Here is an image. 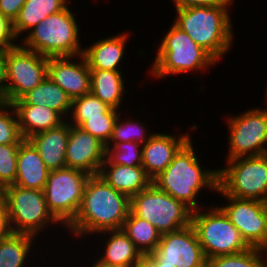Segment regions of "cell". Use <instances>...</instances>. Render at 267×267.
<instances>
[{
	"instance_id": "obj_1",
	"label": "cell",
	"mask_w": 267,
	"mask_h": 267,
	"mask_svg": "<svg viewBox=\"0 0 267 267\" xmlns=\"http://www.w3.org/2000/svg\"><path fill=\"white\" fill-rule=\"evenodd\" d=\"M131 198L110 186L100 175L86 181L82 202L75 218L65 227L76 238L105 230L122 229L130 213Z\"/></svg>"
},
{
	"instance_id": "obj_2",
	"label": "cell",
	"mask_w": 267,
	"mask_h": 267,
	"mask_svg": "<svg viewBox=\"0 0 267 267\" xmlns=\"http://www.w3.org/2000/svg\"><path fill=\"white\" fill-rule=\"evenodd\" d=\"M192 138L178 151L166 169L152 179V184L176 200L183 202L192 211L201 209L198 202L202 190L216 192L218 188V169L200 165L197 149L194 150ZM205 188V189H204Z\"/></svg>"
},
{
	"instance_id": "obj_3",
	"label": "cell",
	"mask_w": 267,
	"mask_h": 267,
	"mask_svg": "<svg viewBox=\"0 0 267 267\" xmlns=\"http://www.w3.org/2000/svg\"><path fill=\"white\" fill-rule=\"evenodd\" d=\"M232 5L176 9L177 16L173 23L219 62L234 44V26L229 12Z\"/></svg>"
},
{
	"instance_id": "obj_4",
	"label": "cell",
	"mask_w": 267,
	"mask_h": 267,
	"mask_svg": "<svg viewBox=\"0 0 267 267\" xmlns=\"http://www.w3.org/2000/svg\"><path fill=\"white\" fill-rule=\"evenodd\" d=\"M158 44L154 62L148 69L155 79H165L171 75L188 74L194 71L209 72L219 63L208 51L195 43L192 38L174 23ZM169 75V76H168Z\"/></svg>"
},
{
	"instance_id": "obj_5",
	"label": "cell",
	"mask_w": 267,
	"mask_h": 267,
	"mask_svg": "<svg viewBox=\"0 0 267 267\" xmlns=\"http://www.w3.org/2000/svg\"><path fill=\"white\" fill-rule=\"evenodd\" d=\"M70 3L61 11L47 16L23 35L24 48L45 57H74L83 54L80 26L70 9ZM82 46V47H81Z\"/></svg>"
},
{
	"instance_id": "obj_6",
	"label": "cell",
	"mask_w": 267,
	"mask_h": 267,
	"mask_svg": "<svg viewBox=\"0 0 267 267\" xmlns=\"http://www.w3.org/2000/svg\"><path fill=\"white\" fill-rule=\"evenodd\" d=\"M191 225L206 259L234 255L251 248L217 205L192 211Z\"/></svg>"
},
{
	"instance_id": "obj_7",
	"label": "cell",
	"mask_w": 267,
	"mask_h": 267,
	"mask_svg": "<svg viewBox=\"0 0 267 267\" xmlns=\"http://www.w3.org/2000/svg\"><path fill=\"white\" fill-rule=\"evenodd\" d=\"M4 197L10 227L13 233L29 234L40 237L52 226H59L60 222L48 210L43 190L8 185L1 190ZM47 227V228H46Z\"/></svg>"
},
{
	"instance_id": "obj_8",
	"label": "cell",
	"mask_w": 267,
	"mask_h": 267,
	"mask_svg": "<svg viewBox=\"0 0 267 267\" xmlns=\"http://www.w3.org/2000/svg\"><path fill=\"white\" fill-rule=\"evenodd\" d=\"M218 169V187L228 196L267 201V154L225 161Z\"/></svg>"
},
{
	"instance_id": "obj_9",
	"label": "cell",
	"mask_w": 267,
	"mask_h": 267,
	"mask_svg": "<svg viewBox=\"0 0 267 267\" xmlns=\"http://www.w3.org/2000/svg\"><path fill=\"white\" fill-rule=\"evenodd\" d=\"M130 211L154 225L161 234L191 224L192 210L153 184L131 197Z\"/></svg>"
},
{
	"instance_id": "obj_10",
	"label": "cell",
	"mask_w": 267,
	"mask_h": 267,
	"mask_svg": "<svg viewBox=\"0 0 267 267\" xmlns=\"http://www.w3.org/2000/svg\"><path fill=\"white\" fill-rule=\"evenodd\" d=\"M87 172L62 168L49 172L44 188L48 210L65 228L76 216L82 202Z\"/></svg>"
},
{
	"instance_id": "obj_11",
	"label": "cell",
	"mask_w": 267,
	"mask_h": 267,
	"mask_svg": "<svg viewBox=\"0 0 267 267\" xmlns=\"http://www.w3.org/2000/svg\"><path fill=\"white\" fill-rule=\"evenodd\" d=\"M225 118L229 130L226 160L267 154V107L247 109Z\"/></svg>"
},
{
	"instance_id": "obj_12",
	"label": "cell",
	"mask_w": 267,
	"mask_h": 267,
	"mask_svg": "<svg viewBox=\"0 0 267 267\" xmlns=\"http://www.w3.org/2000/svg\"><path fill=\"white\" fill-rule=\"evenodd\" d=\"M48 76V57L24 48H8L6 61V103L20 99Z\"/></svg>"
},
{
	"instance_id": "obj_13",
	"label": "cell",
	"mask_w": 267,
	"mask_h": 267,
	"mask_svg": "<svg viewBox=\"0 0 267 267\" xmlns=\"http://www.w3.org/2000/svg\"><path fill=\"white\" fill-rule=\"evenodd\" d=\"M216 192L227 202L219 207L238 229L245 242L250 247L256 248L263 240L265 233V202L228 196L219 187Z\"/></svg>"
},
{
	"instance_id": "obj_14",
	"label": "cell",
	"mask_w": 267,
	"mask_h": 267,
	"mask_svg": "<svg viewBox=\"0 0 267 267\" xmlns=\"http://www.w3.org/2000/svg\"><path fill=\"white\" fill-rule=\"evenodd\" d=\"M151 254L162 264L176 267H197L206 260L191 224L162 234L157 248Z\"/></svg>"
},
{
	"instance_id": "obj_15",
	"label": "cell",
	"mask_w": 267,
	"mask_h": 267,
	"mask_svg": "<svg viewBox=\"0 0 267 267\" xmlns=\"http://www.w3.org/2000/svg\"><path fill=\"white\" fill-rule=\"evenodd\" d=\"M106 148L98 138L79 126L71 125L66 156V167L99 175L105 161Z\"/></svg>"
},
{
	"instance_id": "obj_16",
	"label": "cell",
	"mask_w": 267,
	"mask_h": 267,
	"mask_svg": "<svg viewBox=\"0 0 267 267\" xmlns=\"http://www.w3.org/2000/svg\"><path fill=\"white\" fill-rule=\"evenodd\" d=\"M48 77L59 85L71 100L90 92L91 71L83 55L49 57Z\"/></svg>"
},
{
	"instance_id": "obj_17",
	"label": "cell",
	"mask_w": 267,
	"mask_h": 267,
	"mask_svg": "<svg viewBox=\"0 0 267 267\" xmlns=\"http://www.w3.org/2000/svg\"><path fill=\"white\" fill-rule=\"evenodd\" d=\"M176 135L154 132L151 138L142 145V167L153 179L163 172L171 163L178 151L192 138L191 133Z\"/></svg>"
},
{
	"instance_id": "obj_18",
	"label": "cell",
	"mask_w": 267,
	"mask_h": 267,
	"mask_svg": "<svg viewBox=\"0 0 267 267\" xmlns=\"http://www.w3.org/2000/svg\"><path fill=\"white\" fill-rule=\"evenodd\" d=\"M128 32L102 37L90 45L84 46L82 55L90 70L122 71L120 63L125 57L127 41L131 35Z\"/></svg>"
},
{
	"instance_id": "obj_19",
	"label": "cell",
	"mask_w": 267,
	"mask_h": 267,
	"mask_svg": "<svg viewBox=\"0 0 267 267\" xmlns=\"http://www.w3.org/2000/svg\"><path fill=\"white\" fill-rule=\"evenodd\" d=\"M100 234L103 239L106 237L104 243ZM96 235H100V244H104L103 249H100L103 250L102 254L96 257L102 264L115 267H136L142 264L144 256L122 229L105 230Z\"/></svg>"
},
{
	"instance_id": "obj_20",
	"label": "cell",
	"mask_w": 267,
	"mask_h": 267,
	"mask_svg": "<svg viewBox=\"0 0 267 267\" xmlns=\"http://www.w3.org/2000/svg\"><path fill=\"white\" fill-rule=\"evenodd\" d=\"M70 123L66 120L60 126L34 134L28 140L40 153L49 171L66 167L65 152L68 144Z\"/></svg>"
},
{
	"instance_id": "obj_21",
	"label": "cell",
	"mask_w": 267,
	"mask_h": 267,
	"mask_svg": "<svg viewBox=\"0 0 267 267\" xmlns=\"http://www.w3.org/2000/svg\"><path fill=\"white\" fill-rule=\"evenodd\" d=\"M49 172L37 149L24 139L18 148L17 176L13 185L44 190Z\"/></svg>"
},
{
	"instance_id": "obj_22",
	"label": "cell",
	"mask_w": 267,
	"mask_h": 267,
	"mask_svg": "<svg viewBox=\"0 0 267 267\" xmlns=\"http://www.w3.org/2000/svg\"><path fill=\"white\" fill-rule=\"evenodd\" d=\"M99 175L116 191L130 198L152 184V179L142 166L102 164Z\"/></svg>"
},
{
	"instance_id": "obj_23",
	"label": "cell",
	"mask_w": 267,
	"mask_h": 267,
	"mask_svg": "<svg viewBox=\"0 0 267 267\" xmlns=\"http://www.w3.org/2000/svg\"><path fill=\"white\" fill-rule=\"evenodd\" d=\"M24 139L60 126L66 119L57 111L39 105H12Z\"/></svg>"
},
{
	"instance_id": "obj_24",
	"label": "cell",
	"mask_w": 267,
	"mask_h": 267,
	"mask_svg": "<svg viewBox=\"0 0 267 267\" xmlns=\"http://www.w3.org/2000/svg\"><path fill=\"white\" fill-rule=\"evenodd\" d=\"M72 100L66 92L48 76L33 90L28 91L12 105L46 106L59 112L66 120L71 111Z\"/></svg>"
},
{
	"instance_id": "obj_25",
	"label": "cell",
	"mask_w": 267,
	"mask_h": 267,
	"mask_svg": "<svg viewBox=\"0 0 267 267\" xmlns=\"http://www.w3.org/2000/svg\"><path fill=\"white\" fill-rule=\"evenodd\" d=\"M90 92L109 107L122 111L120 106L127 94L123 71L90 70ZM123 98V99H122Z\"/></svg>"
},
{
	"instance_id": "obj_26",
	"label": "cell",
	"mask_w": 267,
	"mask_h": 267,
	"mask_svg": "<svg viewBox=\"0 0 267 267\" xmlns=\"http://www.w3.org/2000/svg\"><path fill=\"white\" fill-rule=\"evenodd\" d=\"M71 2V0H26L13 22L15 37L21 40L23 34L26 35L47 16L63 10Z\"/></svg>"
},
{
	"instance_id": "obj_27",
	"label": "cell",
	"mask_w": 267,
	"mask_h": 267,
	"mask_svg": "<svg viewBox=\"0 0 267 267\" xmlns=\"http://www.w3.org/2000/svg\"><path fill=\"white\" fill-rule=\"evenodd\" d=\"M35 238L29 234L12 233L0 240V267H29L27 262L35 255L32 249L36 245Z\"/></svg>"
},
{
	"instance_id": "obj_28",
	"label": "cell",
	"mask_w": 267,
	"mask_h": 267,
	"mask_svg": "<svg viewBox=\"0 0 267 267\" xmlns=\"http://www.w3.org/2000/svg\"><path fill=\"white\" fill-rule=\"evenodd\" d=\"M122 230L143 256L151 254L157 248L162 235L154 225L136 217L131 211L124 221Z\"/></svg>"
},
{
	"instance_id": "obj_29",
	"label": "cell",
	"mask_w": 267,
	"mask_h": 267,
	"mask_svg": "<svg viewBox=\"0 0 267 267\" xmlns=\"http://www.w3.org/2000/svg\"><path fill=\"white\" fill-rule=\"evenodd\" d=\"M119 110L109 107L91 92L72 99L71 111L67 121L71 125L81 126L89 118L117 117ZM70 118V119H69Z\"/></svg>"
},
{
	"instance_id": "obj_30",
	"label": "cell",
	"mask_w": 267,
	"mask_h": 267,
	"mask_svg": "<svg viewBox=\"0 0 267 267\" xmlns=\"http://www.w3.org/2000/svg\"><path fill=\"white\" fill-rule=\"evenodd\" d=\"M121 115L122 113L119 112L108 143L138 142L143 145L154 134V131L149 133L148 127H145L146 125L143 123L141 124L139 120L130 117L129 119L126 117L127 120L124 117L122 119Z\"/></svg>"
},
{
	"instance_id": "obj_31",
	"label": "cell",
	"mask_w": 267,
	"mask_h": 267,
	"mask_svg": "<svg viewBox=\"0 0 267 267\" xmlns=\"http://www.w3.org/2000/svg\"><path fill=\"white\" fill-rule=\"evenodd\" d=\"M103 164L142 166V144L138 142L107 143Z\"/></svg>"
},
{
	"instance_id": "obj_32",
	"label": "cell",
	"mask_w": 267,
	"mask_h": 267,
	"mask_svg": "<svg viewBox=\"0 0 267 267\" xmlns=\"http://www.w3.org/2000/svg\"><path fill=\"white\" fill-rule=\"evenodd\" d=\"M210 267H267V261L256 248L234 254L206 259Z\"/></svg>"
},
{
	"instance_id": "obj_33",
	"label": "cell",
	"mask_w": 267,
	"mask_h": 267,
	"mask_svg": "<svg viewBox=\"0 0 267 267\" xmlns=\"http://www.w3.org/2000/svg\"><path fill=\"white\" fill-rule=\"evenodd\" d=\"M23 140L14 107L0 101V145L20 144Z\"/></svg>"
},
{
	"instance_id": "obj_34",
	"label": "cell",
	"mask_w": 267,
	"mask_h": 267,
	"mask_svg": "<svg viewBox=\"0 0 267 267\" xmlns=\"http://www.w3.org/2000/svg\"><path fill=\"white\" fill-rule=\"evenodd\" d=\"M20 144L0 145V189L14 184L17 176V155Z\"/></svg>"
},
{
	"instance_id": "obj_35",
	"label": "cell",
	"mask_w": 267,
	"mask_h": 267,
	"mask_svg": "<svg viewBox=\"0 0 267 267\" xmlns=\"http://www.w3.org/2000/svg\"><path fill=\"white\" fill-rule=\"evenodd\" d=\"M117 117H95L86 120L80 128L107 144L111 138L113 125Z\"/></svg>"
},
{
	"instance_id": "obj_36",
	"label": "cell",
	"mask_w": 267,
	"mask_h": 267,
	"mask_svg": "<svg viewBox=\"0 0 267 267\" xmlns=\"http://www.w3.org/2000/svg\"><path fill=\"white\" fill-rule=\"evenodd\" d=\"M18 44L13 32V22L0 13V48H11Z\"/></svg>"
},
{
	"instance_id": "obj_37",
	"label": "cell",
	"mask_w": 267,
	"mask_h": 267,
	"mask_svg": "<svg viewBox=\"0 0 267 267\" xmlns=\"http://www.w3.org/2000/svg\"><path fill=\"white\" fill-rule=\"evenodd\" d=\"M26 0H0V13L11 22L18 17Z\"/></svg>"
},
{
	"instance_id": "obj_38",
	"label": "cell",
	"mask_w": 267,
	"mask_h": 267,
	"mask_svg": "<svg viewBox=\"0 0 267 267\" xmlns=\"http://www.w3.org/2000/svg\"><path fill=\"white\" fill-rule=\"evenodd\" d=\"M174 9L188 8L193 6H216L221 4H234L236 0H171Z\"/></svg>"
},
{
	"instance_id": "obj_39",
	"label": "cell",
	"mask_w": 267,
	"mask_h": 267,
	"mask_svg": "<svg viewBox=\"0 0 267 267\" xmlns=\"http://www.w3.org/2000/svg\"><path fill=\"white\" fill-rule=\"evenodd\" d=\"M12 233L7 204L4 197L0 195V240L6 239Z\"/></svg>"
},
{
	"instance_id": "obj_40",
	"label": "cell",
	"mask_w": 267,
	"mask_h": 267,
	"mask_svg": "<svg viewBox=\"0 0 267 267\" xmlns=\"http://www.w3.org/2000/svg\"><path fill=\"white\" fill-rule=\"evenodd\" d=\"M8 48H0V101L6 102V61Z\"/></svg>"
},
{
	"instance_id": "obj_41",
	"label": "cell",
	"mask_w": 267,
	"mask_h": 267,
	"mask_svg": "<svg viewBox=\"0 0 267 267\" xmlns=\"http://www.w3.org/2000/svg\"><path fill=\"white\" fill-rule=\"evenodd\" d=\"M265 216H266V227L264 238L260 242V244L256 247L257 251L263 256V258L267 261V201H265Z\"/></svg>"
},
{
	"instance_id": "obj_42",
	"label": "cell",
	"mask_w": 267,
	"mask_h": 267,
	"mask_svg": "<svg viewBox=\"0 0 267 267\" xmlns=\"http://www.w3.org/2000/svg\"><path fill=\"white\" fill-rule=\"evenodd\" d=\"M142 265L144 267H176L169 264H162L152 254L143 257Z\"/></svg>"
},
{
	"instance_id": "obj_43",
	"label": "cell",
	"mask_w": 267,
	"mask_h": 267,
	"mask_svg": "<svg viewBox=\"0 0 267 267\" xmlns=\"http://www.w3.org/2000/svg\"><path fill=\"white\" fill-rule=\"evenodd\" d=\"M94 258H95V260H94ZM94 258L91 259V260H93V264H92V262H91V265L88 263V265H87L88 267H90V266L91 267H115V266H108V265L102 264L100 261L96 260V256Z\"/></svg>"
},
{
	"instance_id": "obj_44",
	"label": "cell",
	"mask_w": 267,
	"mask_h": 267,
	"mask_svg": "<svg viewBox=\"0 0 267 267\" xmlns=\"http://www.w3.org/2000/svg\"><path fill=\"white\" fill-rule=\"evenodd\" d=\"M197 267H210L209 262L207 260H205L204 262H202L199 266Z\"/></svg>"
},
{
	"instance_id": "obj_45",
	"label": "cell",
	"mask_w": 267,
	"mask_h": 267,
	"mask_svg": "<svg viewBox=\"0 0 267 267\" xmlns=\"http://www.w3.org/2000/svg\"><path fill=\"white\" fill-rule=\"evenodd\" d=\"M265 93H266V97H267V88L265 89ZM267 103V98H266V102H265V105Z\"/></svg>"
},
{
	"instance_id": "obj_46",
	"label": "cell",
	"mask_w": 267,
	"mask_h": 267,
	"mask_svg": "<svg viewBox=\"0 0 267 267\" xmlns=\"http://www.w3.org/2000/svg\"><path fill=\"white\" fill-rule=\"evenodd\" d=\"M136 267H144L142 264H140V265H137Z\"/></svg>"
}]
</instances>
